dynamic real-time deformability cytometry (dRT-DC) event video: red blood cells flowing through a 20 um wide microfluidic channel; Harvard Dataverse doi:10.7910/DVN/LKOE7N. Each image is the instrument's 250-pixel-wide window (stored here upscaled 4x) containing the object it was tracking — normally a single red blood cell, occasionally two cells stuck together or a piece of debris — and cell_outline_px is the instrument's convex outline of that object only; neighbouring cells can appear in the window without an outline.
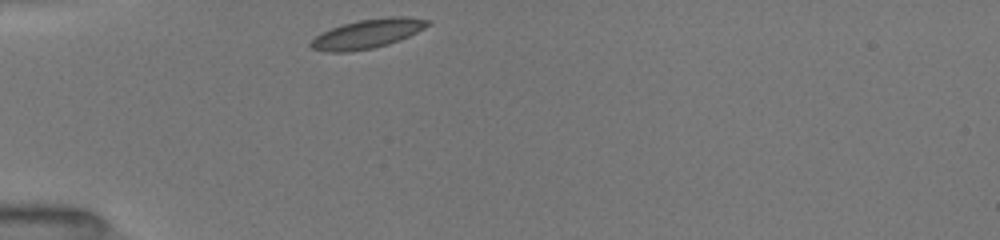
{"species": "common noctule bat (a hibernating species)", "species_latin": "Nyctalus noctula", "temperature_condition": "room temperature", "stored_images_in_passage": 31, "camera_frame_rate_fps": 3000, "um_per_image_px": 0.085, "animal": {"sex": "female", "body_mass_g": 19.5, "forearm_length_mm": 54.1}, "frame": {"image": 1, "passage_image": 1, "time_ms": 0.0, "image_size_px": [1000, 240], "cell_outline_px": [[432, 24], [400, 40], [388, 44], [372, 48], [348, 52], [324, 52], [312, 48], [308, 44], [316, 36], [332, 28], [344, 24], [360, 20], [388, 16], [404, 16], [432, 20]], "centroid_in_image_um": [31.27, 2.86], "position_along_channel_um": 53.7, "area_um2": 19.77}}
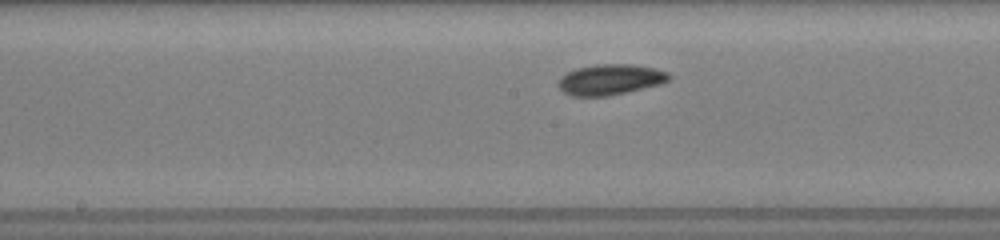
{"frame": {"image": 2, "passage_image": 13, "time_ms": 4.0, "image_size_px": [1000, 240], "cell_outline_px": [[672, 76], [668, 80], [660, 84], [628, 92], [608, 96], [572, 96], [564, 92], [556, 84], [560, 76], [576, 68], [596, 64], [632, 64], [652, 68], [668, 72]], "centroid_in_image_um": [51.84, 6.76], "position_along_channel_um": 196.4, "area_um2": 19.83}}
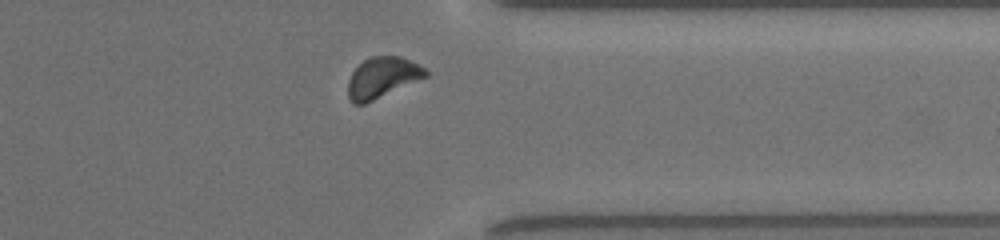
{"frame": {"image": 3, "passage_image": 27, "time_ms": 8.667, "image_size_px": [1000, 240], "cell_outline_px": [[428, 76], [364, 104], [352, 104], [348, 96], [348, 80], [352, 72], [364, 60], [372, 56], [400, 56], [424, 68], [428, 72]], "centroid_in_image_um": [32.47, 6.6], "position_along_channel_um": 378.9, "area_um2": 18.15}, "authors_computed_cell_mechanics": {"area_um2": 18.9006, "velocity_mm_per_s": 3.9715, "shape_relaxation_time_tau1_ms": 1.6625, "shape_relaxation_time_tau2_ms": null, "deformation_change_tau1": 0.0801, "deformation_change_tau2": null}}